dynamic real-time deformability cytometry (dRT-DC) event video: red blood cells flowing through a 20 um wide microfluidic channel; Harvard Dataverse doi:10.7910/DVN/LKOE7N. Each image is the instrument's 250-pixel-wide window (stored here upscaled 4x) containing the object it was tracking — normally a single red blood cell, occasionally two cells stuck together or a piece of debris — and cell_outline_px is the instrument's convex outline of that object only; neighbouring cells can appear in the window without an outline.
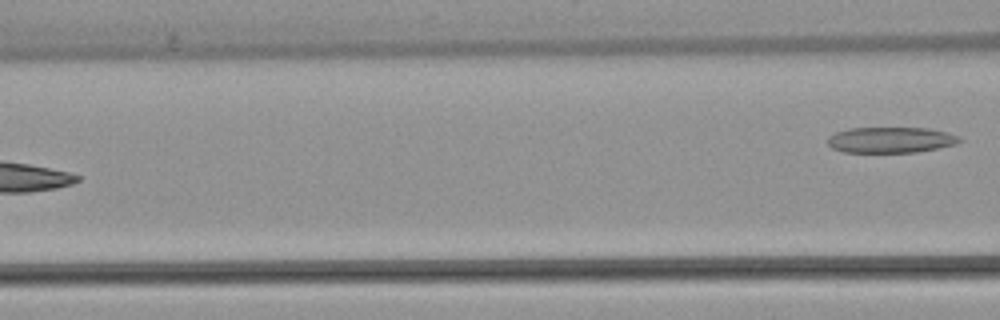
{"species": "common noctule bat (a hibernating species)", "species_latin": "Nyctalus noctula", "temperature_condition": "warm", "stored_images_in_passage": 6, "camera_frame_rate_fps": 3000, "um_per_image_px": 0.085, "animal": {"sex": "female", "body_mass_g": 22.7, "forearm_length_mm": 54.2}, "frame": {"image": 1, "passage_image": 6, "time_ms": 6.333, "image_size_px": [1000, 320], "cell_outline_px": [[964, 140], [956, 144], [916, 152], [844, 152], [832, 148], [828, 144], [828, 136], [836, 132], [848, 128], [928, 128], [948, 132], [960, 136]], "centroid_in_image_um": [75.73, 11.88], "position_along_channel_um": 90.9, "area_um2": 19.88}}